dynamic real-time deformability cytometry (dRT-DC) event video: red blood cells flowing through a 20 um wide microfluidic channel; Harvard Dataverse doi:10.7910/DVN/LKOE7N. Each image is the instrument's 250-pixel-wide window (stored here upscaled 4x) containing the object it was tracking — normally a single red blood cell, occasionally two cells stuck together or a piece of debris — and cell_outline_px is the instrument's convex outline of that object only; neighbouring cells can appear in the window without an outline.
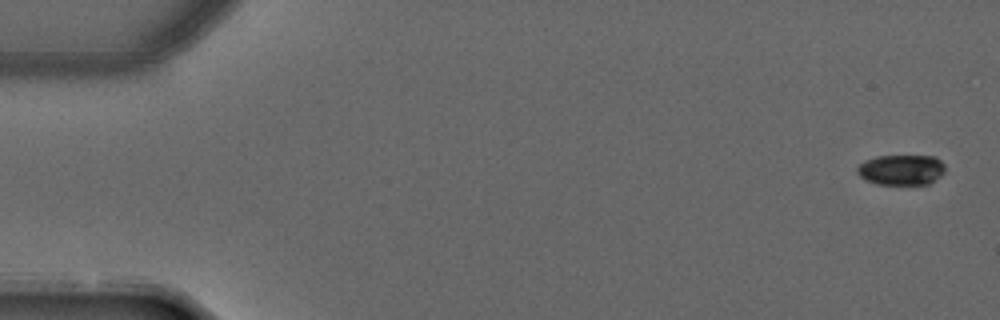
{"species": "common noctule bat (a hibernating species)", "species_latin": "Nyctalus noctula", "temperature_condition": "warm", "stored_images_in_passage": 4, "camera_frame_rate_fps": 3000, "um_per_image_px": 0.085, "animal": {"sex": "male", "forearm_length_mm": 52.5}, "frame": {"image": 1, "passage_image": 1, "time_ms": 0.0, "image_size_px": [1000, 320], "cell_outline_px": [[944, 172], [940, 176], [928, 184], [876, 184], [864, 180], [856, 172], [856, 168], [864, 160], [876, 156], [936, 156], [944, 164]], "centroid_in_image_um": [76.58, 14.43], "position_along_channel_um": 8.4, "area_um2": 15.66}}
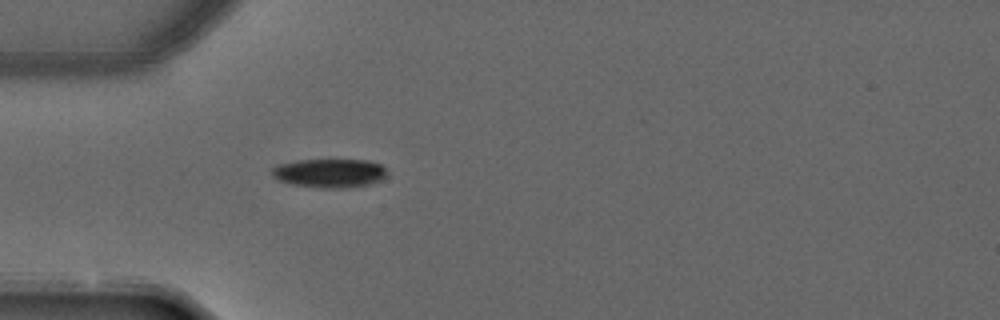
{"frame": {"image": 2, "passage_image": 4, "time_ms": 1.0, "image_size_px": [1000, 320], "cell_outline_px": [[388, 176], [380, 180], [368, 184], [344, 188], [320, 188], [292, 184], [280, 180], [272, 176], [272, 168], [276, 164], [300, 160], [368, 160], [380, 164], [388, 172]], "centroid_in_image_um": [28.02, 14.71], "position_along_channel_um": 57.0, "area_um2": 19.36}}